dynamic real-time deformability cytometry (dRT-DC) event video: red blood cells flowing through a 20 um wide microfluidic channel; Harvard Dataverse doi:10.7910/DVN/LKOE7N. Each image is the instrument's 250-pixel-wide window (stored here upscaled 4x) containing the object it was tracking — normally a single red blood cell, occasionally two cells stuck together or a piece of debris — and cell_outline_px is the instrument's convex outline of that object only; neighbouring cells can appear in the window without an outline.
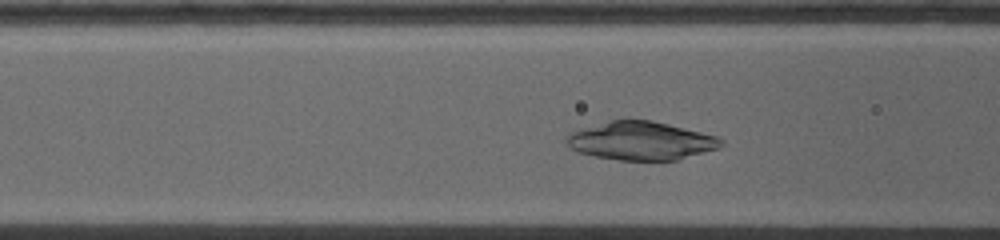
{"species": "common noctule bat (a hibernating species)", "species_latin": "Nyctalus noctula", "temperature_condition": "warm", "stored_images_in_passage": 45, "camera_frame_rate_fps": 5000, "um_per_image_px": 0.085, "animal": {"sex": "female", "body_mass_g": 19.0, "forearm_length_mm": 53.3}, "frame": {"image": 1, "passage_image": 8, "time_ms": 1.2, "image_size_px": [1000, 240], "cell_outline_px": [[724, 144], [716, 148], [676, 160], [620, 160], [596, 156], [576, 152], [564, 140], [572, 132], [612, 120], [648, 120], [700, 132], [716, 136], [724, 140]], "centroid_in_image_um": [54.47, 11.98], "position_along_channel_um": 112.1, "area_um2": 33.7}}
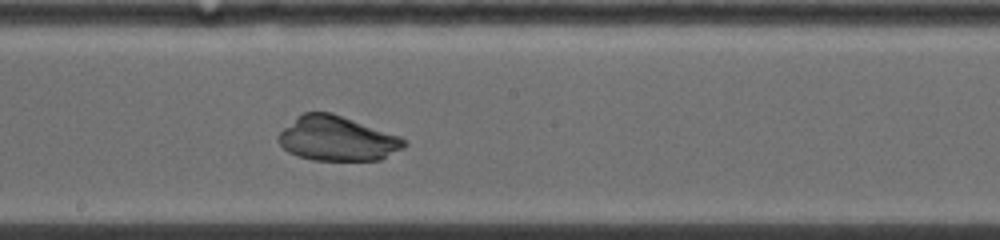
{"frame": {"image": 2, "passage_image": 23, "time_ms": 4.0, "image_size_px": [1000, 240], "cell_outline_px": [[408, 144], [404, 148], [380, 160], [312, 160], [296, 156], [288, 152], [280, 144], [276, 136], [284, 128], [304, 112], [332, 112], [400, 136]], "centroid_in_image_um": [28.67, 11.79], "position_along_channel_um": 219.5, "area_um2": 32.66}}
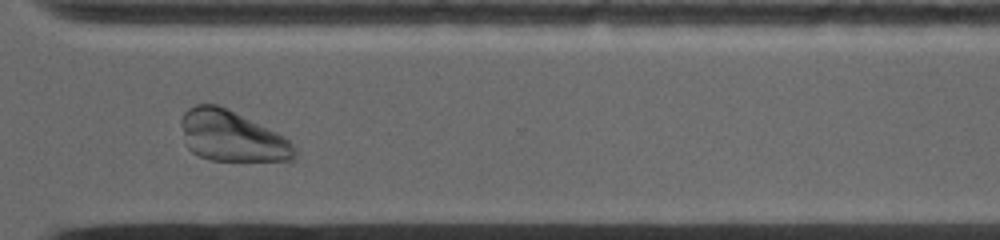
{"frame": {"image": 3, "passage_image": 44, "time_ms": 7.4, "image_size_px": [1000, 240], "cell_outline_px": [[296, 156], [292, 160], [208, 160], [192, 152], [188, 148], [184, 132], [184, 112], [188, 108], [196, 104], [216, 104], [288, 140], [292, 144], [296, 152]], "centroid_in_image_um": [19.68, 11.61], "position_along_channel_um": 350.9, "area_um2": 31.91}}